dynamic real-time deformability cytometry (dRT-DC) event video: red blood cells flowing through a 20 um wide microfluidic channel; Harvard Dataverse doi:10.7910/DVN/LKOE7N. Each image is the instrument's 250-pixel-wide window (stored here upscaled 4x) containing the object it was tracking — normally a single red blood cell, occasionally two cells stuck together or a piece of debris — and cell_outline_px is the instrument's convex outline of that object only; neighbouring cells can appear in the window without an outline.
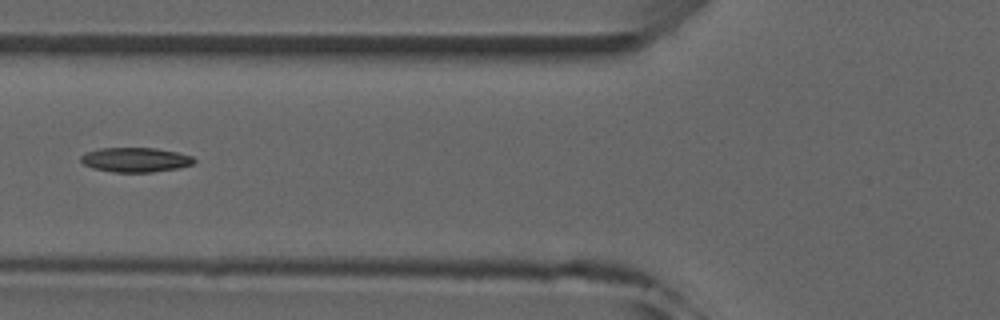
{"species": "common noctule bat (a hibernating species)", "species_latin": "Nyctalus noctula", "temperature_condition": "room temperature", "stored_images_in_passage": 7, "camera_frame_rate_fps": 3000, "um_per_image_px": 0.085, "animal": {"sex": "male", "forearm_length_mm": 52.5}, "frame": {"image": 1, "passage_image": 6, "time_ms": 5.667, "image_size_px": [1000, 320], "cell_outline_px": [[196, 160], [192, 164], [176, 168], [152, 172], [112, 172], [92, 168], [84, 164], [80, 160], [80, 156], [84, 152], [100, 148], [156, 148], [176, 152], [192, 156]], "centroid_in_image_um": [11.46, 13.57], "position_along_channel_um": 114.3, "area_um2": 16.18}}
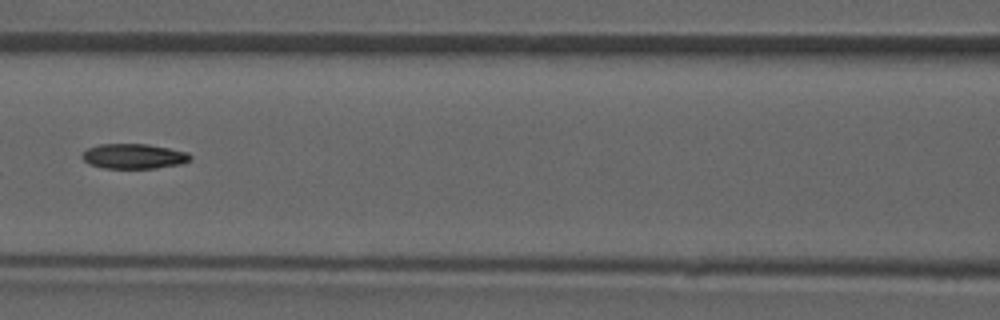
{"frame": {"image": 2, "passage_image": 7, "time_ms": 6.667, "image_size_px": [1000, 320], "cell_outline_px": [[192, 160], [180, 164], [156, 168], [104, 168], [88, 164], [80, 156], [88, 148], [100, 144], [148, 144], [188, 152], [192, 156]], "centroid_in_image_um": [11.38, 13.28], "position_along_channel_um": 155.2, "area_um2": 15.78}}